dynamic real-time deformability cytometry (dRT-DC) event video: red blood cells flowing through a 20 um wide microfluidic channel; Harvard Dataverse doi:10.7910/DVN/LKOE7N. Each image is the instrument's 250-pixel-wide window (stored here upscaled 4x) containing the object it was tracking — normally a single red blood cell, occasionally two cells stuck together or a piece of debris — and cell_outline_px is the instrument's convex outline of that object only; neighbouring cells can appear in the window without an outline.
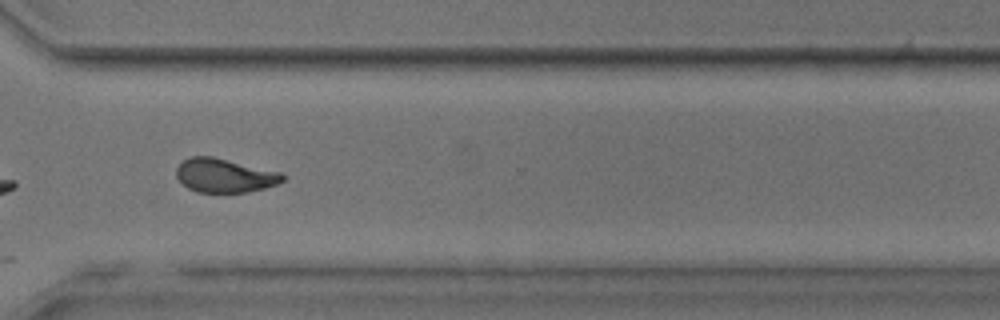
{"species": "common noctule bat (a hibernating species)", "species_latin": "Nyctalus noctula", "temperature_condition": "room temperature", "stored_images_in_passage": 33, "camera_frame_rate_fps": 3000, "um_per_image_px": 0.085, "animal": {"sex": "male", "body_mass_g": 17.9, "forearm_length_mm": 54.2}, "frame": {"image": 1, "passage_image": 24, "time_ms": 7.667, "image_size_px": [1000, 320], "cell_outline_px": [[284, 180], [276, 184], [264, 188], [248, 192], [196, 192], [188, 188], [176, 176], [176, 168], [184, 160], [192, 156], [212, 156], [280, 172], [284, 176]], "centroid_in_image_um": [19.08, 14.92], "position_along_channel_um": 351.5, "area_um2": 20.75}, "authors_computed_cell_mechanics": {"area_um2": 21.0392, "velocity_mm_per_s": 3.8798, "shape_relaxation_time_tau1_ms": 4.7456, "shape_relaxation_time_tau2_ms": 2.2823, "deformation_change_tau1": 0.1578, "deformation_change_tau2": 0.091}}